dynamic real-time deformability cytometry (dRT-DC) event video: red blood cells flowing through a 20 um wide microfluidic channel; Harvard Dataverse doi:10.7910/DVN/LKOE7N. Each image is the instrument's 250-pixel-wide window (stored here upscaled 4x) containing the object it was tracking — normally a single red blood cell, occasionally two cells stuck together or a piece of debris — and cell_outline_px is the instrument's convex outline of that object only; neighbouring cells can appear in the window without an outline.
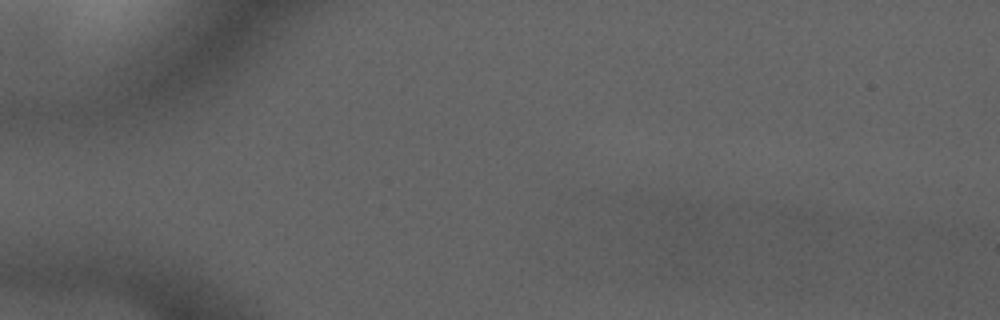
{"species": "common noctule bat (a hibernating species)", "species_latin": "Nyctalus noctula", "temperature_condition": "cold", "stored_images_in_passage": 3, "camera_frame_rate_fps": 3000, "um_per_image_px": 0.085, "animal": {"sex": "male", "forearm_length_mm": 52.5}, "frame": {"image": 1, "passage_image": 1, "time_ms": 0.0, "image_size_px": [1000, 320], "cell_outline_px": [[984, 236], [956, 284], [896, 228], [904, 224], [980, 224]], "centroid_in_image_um": [80.39, 20.78], "position_along_channel_um": 4.6, "area_um2": 20.87}}